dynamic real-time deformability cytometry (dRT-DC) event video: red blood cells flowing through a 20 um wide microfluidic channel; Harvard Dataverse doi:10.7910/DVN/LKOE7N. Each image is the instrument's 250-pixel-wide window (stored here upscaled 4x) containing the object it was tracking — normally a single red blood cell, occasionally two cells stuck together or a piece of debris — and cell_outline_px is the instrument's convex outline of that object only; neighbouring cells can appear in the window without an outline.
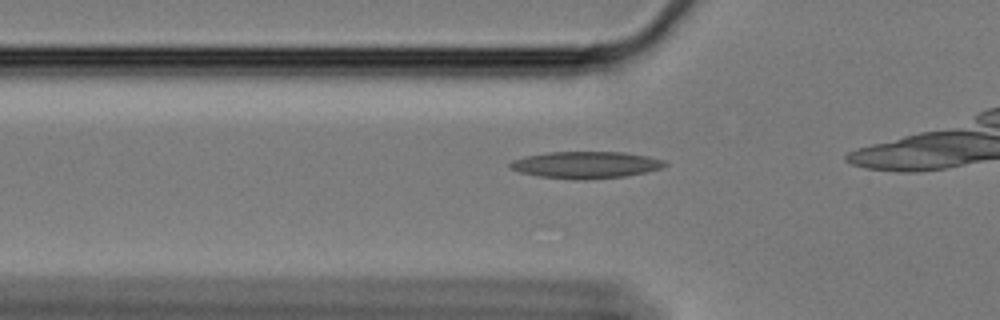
{"species": "Egyptian fruit bat (a non-hibernating species)", "species_latin": "Rousettus aegyptiacus", "temperature_condition": "cold", "stored_images_in_passage": 29, "camera_frame_rate_fps": 3000, "um_per_image_px": 0.085, "animal": {"sex": "female"}, "frame": {"image": 1, "passage_image": 12, "time_ms": 3.667, "image_size_px": [1000, 320], "cell_outline_px": [[668, 164], [664, 168], [624, 176], [584, 180], [572, 180], [540, 176], [520, 172], [508, 168], [508, 164], [512, 160], [524, 156], [548, 152], [624, 152], [648, 156], [664, 160]], "centroid_in_image_um": [49.78, 14.01], "position_along_channel_um": 76.0, "area_um2": 24.39}}
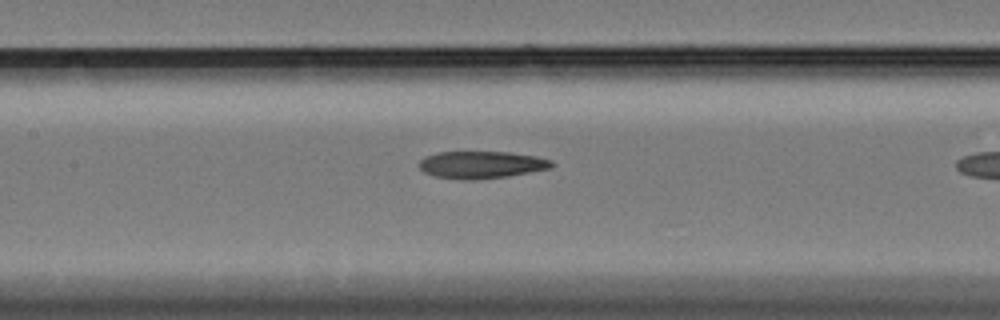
{"frame": {"image": 2, "passage_image": 20, "time_ms": 6.333, "image_size_px": [1000, 320], "cell_outline_px": [[556, 164], [552, 168], [508, 176], [472, 180], [464, 180], [436, 176], [424, 172], [420, 168], [420, 160], [424, 156], [436, 152], [508, 152], [536, 156], [552, 160]], "centroid_in_image_um": [40.95, 14.0], "position_along_channel_um": 166.5, "area_um2": 21.1}}
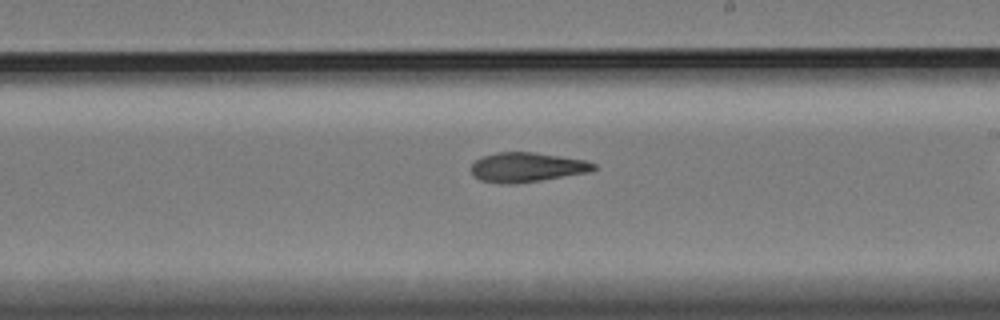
{"frame": {"image": 3, "passage_image": 27, "time_ms": 8.667, "image_size_px": [1000, 320], "cell_outline_px": [[596, 168], [588, 172], [516, 184], [500, 184], [480, 180], [472, 176], [472, 164], [480, 156], [496, 152], [536, 152], [584, 160], [596, 164]], "centroid_in_image_um": [44.73, 14.21], "position_along_channel_um": 244.3, "area_um2": 21.15}}